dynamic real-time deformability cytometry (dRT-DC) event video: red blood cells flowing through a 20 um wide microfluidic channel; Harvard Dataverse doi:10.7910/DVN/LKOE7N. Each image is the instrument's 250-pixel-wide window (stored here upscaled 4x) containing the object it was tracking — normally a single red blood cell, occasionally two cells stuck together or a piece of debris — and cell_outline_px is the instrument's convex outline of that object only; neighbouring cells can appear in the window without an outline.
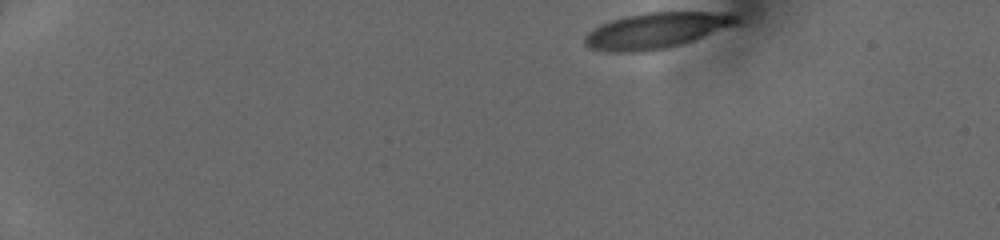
{"species": "human", "species_latin": "Homo sapiens", "temperature_condition": "cold", "stored_images_in_passage": 15, "camera_frame_rate_fps": 3000, "um_per_image_px": 0.085, "donor": {"sex": "female"}, "frame": {"image": 1, "passage_image": 1, "time_ms": 0.0, "image_size_px": [1000, 240], "cell_outline_px": [[740, 24], [680, 44], [664, 48], [644, 52], [608, 52], [588, 48], [584, 44], [584, 36], [588, 32], [600, 24], [624, 16], [644, 12], [732, 12], [740, 16]], "centroid_in_image_um": [55.8, 2.58], "position_along_channel_um": 29.2, "area_um2": 32.02}}
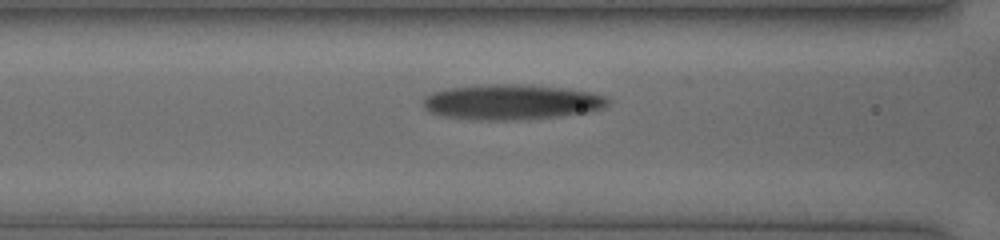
{"frame": {"image": 2, "passage_image": 14, "time_ms": 5.0, "image_size_px": [1000, 240], "cell_outline_px": [[608, 104], [604, 108], [588, 112], [560, 116], [512, 120], [488, 120], [444, 116], [428, 112], [424, 108], [424, 96], [432, 92], [448, 88], [492, 84], [528, 84], [564, 88], [588, 92], [604, 96], [608, 100]], "centroid_in_image_um": [43.46, 8.67], "position_along_channel_um": 123.1, "area_um2": 37.74}}